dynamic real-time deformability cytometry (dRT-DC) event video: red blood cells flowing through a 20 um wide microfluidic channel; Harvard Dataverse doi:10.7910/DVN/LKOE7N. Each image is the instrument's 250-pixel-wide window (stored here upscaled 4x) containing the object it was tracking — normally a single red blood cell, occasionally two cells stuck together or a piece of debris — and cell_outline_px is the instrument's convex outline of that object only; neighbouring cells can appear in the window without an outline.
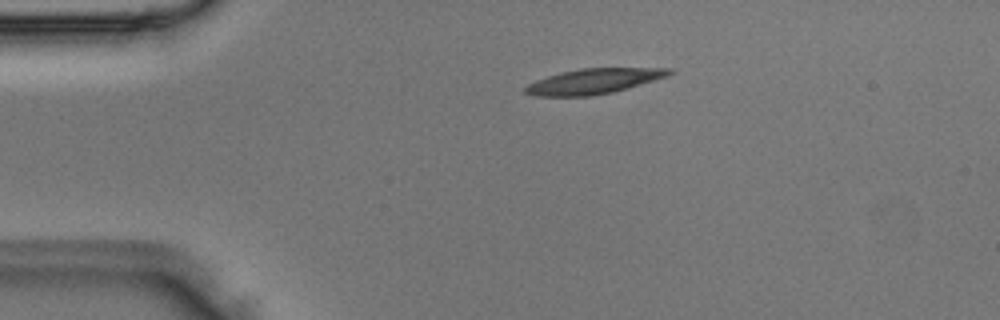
{"species": "Egyptian fruit bat (a non-hibernating species)", "species_latin": "Rousettus aegyptiacus", "temperature_condition": "room temperature", "stored_images_in_passage": 2, "camera_frame_rate_fps": 3000, "um_per_image_px": 0.085, "animal": {"sex": "male"}, "frame": {"image": 1, "passage_image": 1, "time_ms": 0.0, "image_size_px": [1000, 320], "cell_outline_px": [[676, 72], [668, 76], [628, 88], [612, 92], [592, 96], [536, 96], [524, 92], [524, 88], [528, 84], [536, 80], [560, 72], [580, 68], [672, 68]], "centroid_in_image_um": [50.49, 6.9], "position_along_channel_um": 34.5, "area_um2": 21.21}}